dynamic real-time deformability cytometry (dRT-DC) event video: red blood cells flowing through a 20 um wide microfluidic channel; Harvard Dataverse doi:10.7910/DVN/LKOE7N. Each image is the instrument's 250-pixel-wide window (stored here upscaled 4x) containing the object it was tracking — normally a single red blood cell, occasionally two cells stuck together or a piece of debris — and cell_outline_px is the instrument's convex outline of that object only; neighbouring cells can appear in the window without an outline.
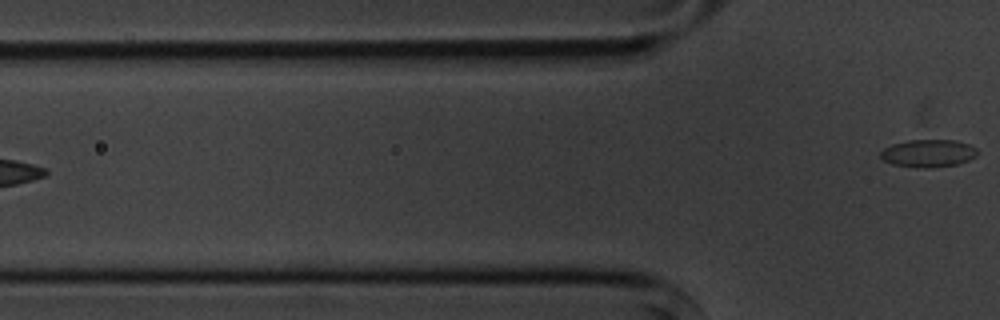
{"species": "common noctule bat (a hibernating species)", "species_latin": "Nyctalus noctula", "temperature_condition": "cold", "stored_images_in_passage": 5, "camera_frame_rate_fps": 3000, "um_per_image_px": 0.085, "animal": {"sex": "male", "body_mass_g": 20.1, "forearm_length_mm": 53.5}, "frame": {"image": 1, "passage_image": 5, "time_ms": 4.667, "image_size_px": [1000, 320], "cell_outline_px": [[980, 152], [976, 156], [968, 160], [956, 164], [928, 168], [916, 168], [892, 164], [884, 160], [880, 156], [880, 152], [884, 148], [892, 144], [908, 140], [956, 140], [968, 144], [976, 148]], "centroid_in_image_um": [78.9, 13.03], "position_along_channel_um": 46.9, "area_um2": 15.66}}